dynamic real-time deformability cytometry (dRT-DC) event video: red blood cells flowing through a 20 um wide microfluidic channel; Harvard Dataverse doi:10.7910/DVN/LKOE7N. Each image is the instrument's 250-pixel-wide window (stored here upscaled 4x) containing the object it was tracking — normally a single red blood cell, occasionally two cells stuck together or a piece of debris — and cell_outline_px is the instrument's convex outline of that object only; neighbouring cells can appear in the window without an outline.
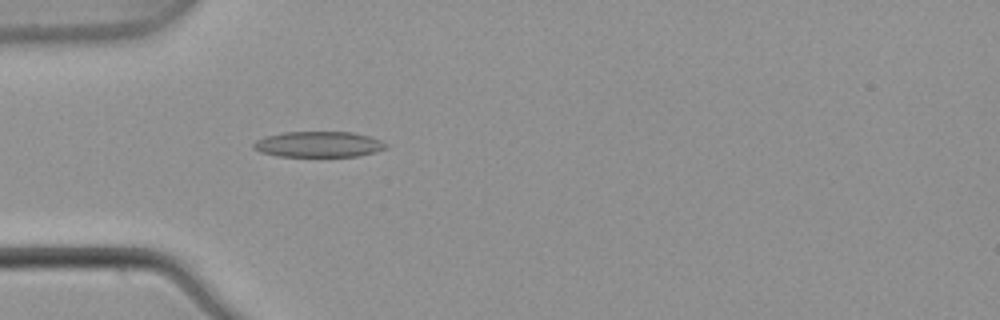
{"species": "common noctule bat (a hibernating species)", "species_latin": "Nyctalus noctula", "temperature_condition": "warm", "stored_images_in_passage": 4, "camera_frame_rate_fps": 3000, "um_per_image_px": 0.085, "animal": {"sex": "male", "body_mass_g": 21.5, "forearm_length_mm": 52.0}, "frame": {"image": 1, "passage_image": 4, "time_ms": 1.0, "image_size_px": [1000, 320], "cell_outline_px": [[388, 144], [384, 148], [372, 152], [356, 156], [276, 156], [260, 152], [252, 148], [252, 144], [256, 140], [264, 136], [284, 132], [352, 132], [368, 136], [380, 140]], "centroid_in_image_um": [27.0, 12.26], "position_along_channel_um": 58.0, "area_um2": 19.71}}